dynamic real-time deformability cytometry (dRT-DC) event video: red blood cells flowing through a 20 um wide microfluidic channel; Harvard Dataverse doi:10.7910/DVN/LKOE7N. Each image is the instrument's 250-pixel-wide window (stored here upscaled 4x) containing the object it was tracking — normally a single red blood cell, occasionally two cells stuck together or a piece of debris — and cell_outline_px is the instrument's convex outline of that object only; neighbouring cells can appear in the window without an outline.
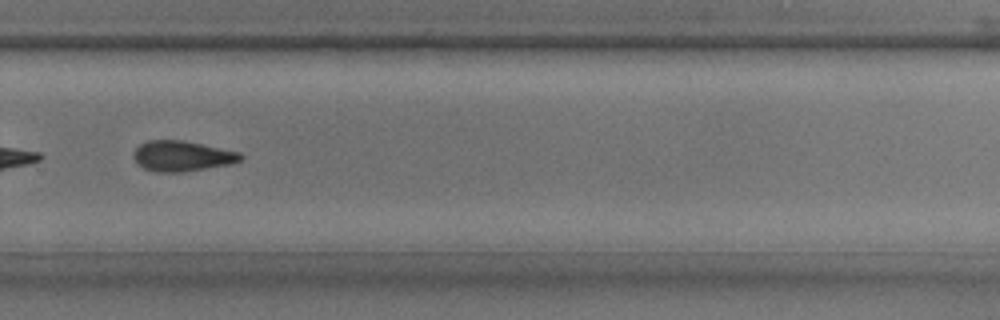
{"species": "common noctule bat (a hibernating species)", "species_latin": "Nyctalus noctula", "temperature_condition": "room temperature", "stored_images_in_passage": 30, "segment_of_instrument_passage": [2, 2], "camera_frame_rate_fps": 3000, "um_per_image_px": 0.085, "animal": {"sex": "male", "body_mass_g": 17.9, "forearm_length_mm": 54.2}, "frame": {"image": 1, "passage_image": 22, "time_ms": 7.0, "image_size_px": [1000, 320], "cell_outline_px": [[244, 156], [240, 160], [228, 164], [180, 172], [156, 172], [144, 168], [136, 164], [132, 156], [132, 152], [140, 144], [148, 140], [184, 140], [240, 152]], "centroid_in_image_um": [15.41, 13.25], "position_along_channel_um": 314.4, "area_um2": 18.96}}
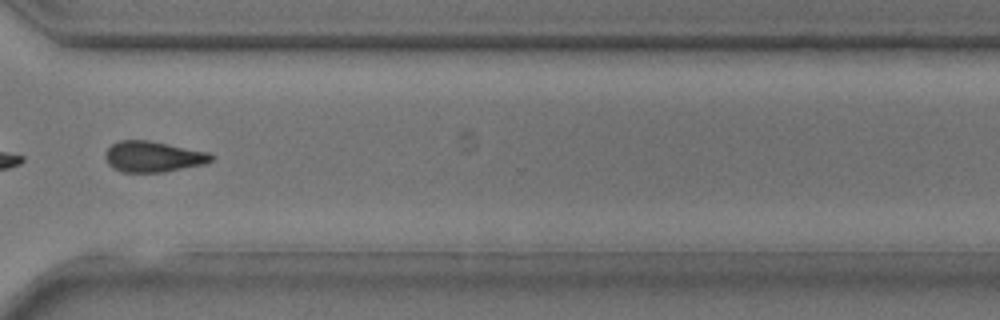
{"frame": {"image": 2, "passage_image": 24, "time_ms": 7.667, "image_size_px": [1000, 320], "cell_outline_px": [[212, 160], [204, 164], [164, 172], [120, 172], [112, 168], [108, 164], [104, 156], [104, 152], [112, 144], [120, 140], [148, 140], [208, 152], [212, 156]], "centroid_in_image_um": [12.96, 13.32], "position_along_channel_um": 357.6, "area_um2": 19.02}}